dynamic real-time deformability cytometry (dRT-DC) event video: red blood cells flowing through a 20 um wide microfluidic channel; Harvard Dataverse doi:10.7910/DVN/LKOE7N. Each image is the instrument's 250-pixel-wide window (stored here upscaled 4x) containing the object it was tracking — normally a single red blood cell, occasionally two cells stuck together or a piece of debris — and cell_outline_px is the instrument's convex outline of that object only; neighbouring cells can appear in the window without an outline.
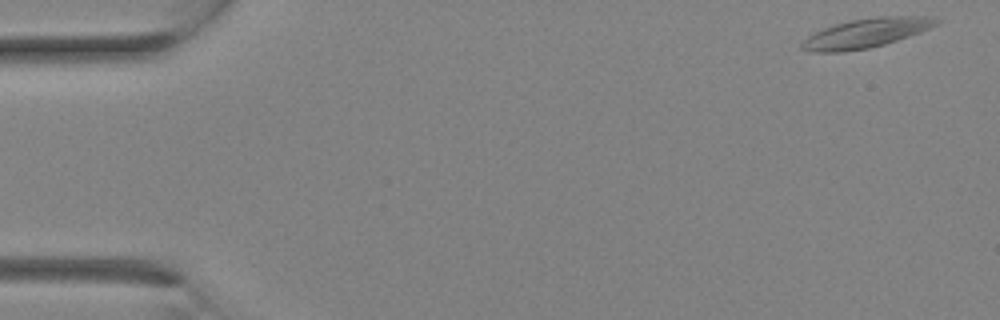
{"species": "Egyptian fruit bat (a non-hibernating species)", "species_latin": "Rousettus aegyptiacus", "temperature_condition": "room temperature", "stored_images_in_passage": 12, "camera_frame_rate_fps": 3000, "um_per_image_px": 0.085, "animal": {"sex": "female"}, "frame": {"image": 1, "passage_image": 1, "time_ms": 0.0, "image_size_px": [1000, 320], "cell_outline_px": [[940, 20], [936, 24], [920, 32], [884, 44], [868, 48], [840, 52], [812, 52], [800, 48], [800, 44], [808, 36], [824, 28], [836, 24], [852, 20], [880, 16], [928, 16]], "centroid_in_image_um": [73.58, 2.81], "position_along_channel_um": 11.4, "area_um2": 22.48}}
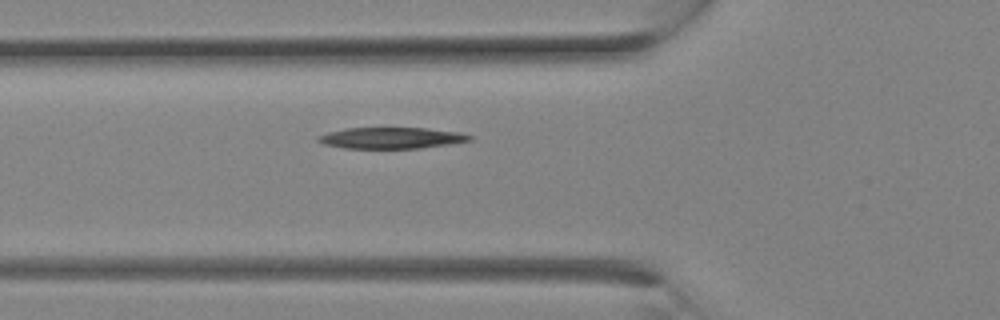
{"frame": {"image": 2, "passage_image": 10, "time_ms": 3.0, "image_size_px": [1000, 320], "cell_outline_px": [[472, 140], [448, 144], [420, 148], [344, 148], [324, 144], [316, 140], [316, 136], [328, 132], [344, 128], [424, 128], [460, 132], [472, 136]], "centroid_in_image_um": [33.23, 11.72], "position_along_channel_um": 92.6, "area_um2": 18.67}}
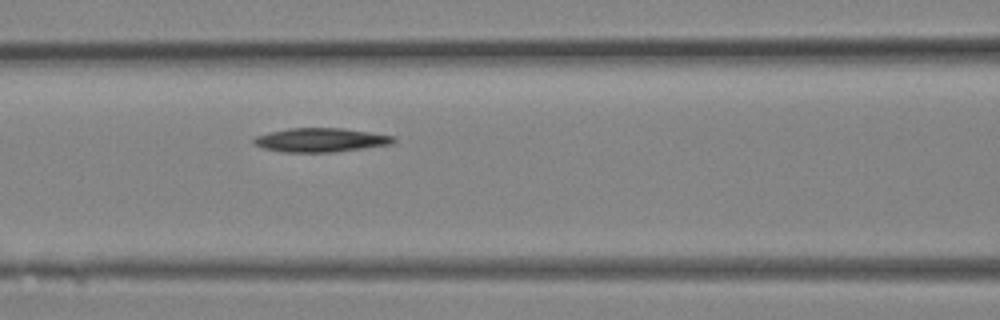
{"frame": {"image": 3, "passage_image": 12, "time_ms": 3.667, "image_size_px": [1000, 320], "cell_outline_px": [[396, 140], [392, 144], [364, 148], [332, 152], [280, 152], [264, 148], [256, 144], [252, 140], [256, 136], [268, 132], [288, 128], [344, 128], [396, 136]], "centroid_in_image_um": [27.27, 11.89], "position_along_channel_um": 139.3, "area_um2": 19.54}}